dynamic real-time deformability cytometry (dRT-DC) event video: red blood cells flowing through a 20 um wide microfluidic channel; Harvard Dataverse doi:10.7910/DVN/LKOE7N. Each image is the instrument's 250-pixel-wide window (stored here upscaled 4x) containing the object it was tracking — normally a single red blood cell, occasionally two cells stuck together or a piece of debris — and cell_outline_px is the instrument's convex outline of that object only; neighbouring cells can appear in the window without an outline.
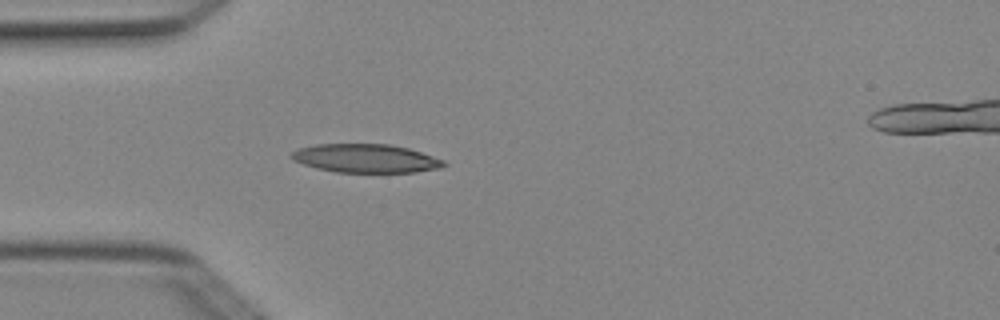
{"species": "Egyptian fruit bat (a non-hibernating species)", "species_latin": "Rousettus aegyptiacus", "temperature_condition": "cold", "stored_images_in_passage": 5, "camera_frame_rate_fps": 3000, "um_per_image_px": 0.085, "animal": {"sex": "female"}, "frame": {"image": 1, "passage_image": 4, "time_ms": 1.0, "image_size_px": [1000, 320], "cell_outline_px": [[448, 164], [440, 168], [416, 172], [336, 172], [316, 168], [292, 160], [288, 156], [296, 148], [316, 144], [388, 144], [408, 148], [444, 160]], "centroid_in_image_um": [31.05, 13.46], "position_along_channel_um": 53.9, "area_um2": 25.43}}